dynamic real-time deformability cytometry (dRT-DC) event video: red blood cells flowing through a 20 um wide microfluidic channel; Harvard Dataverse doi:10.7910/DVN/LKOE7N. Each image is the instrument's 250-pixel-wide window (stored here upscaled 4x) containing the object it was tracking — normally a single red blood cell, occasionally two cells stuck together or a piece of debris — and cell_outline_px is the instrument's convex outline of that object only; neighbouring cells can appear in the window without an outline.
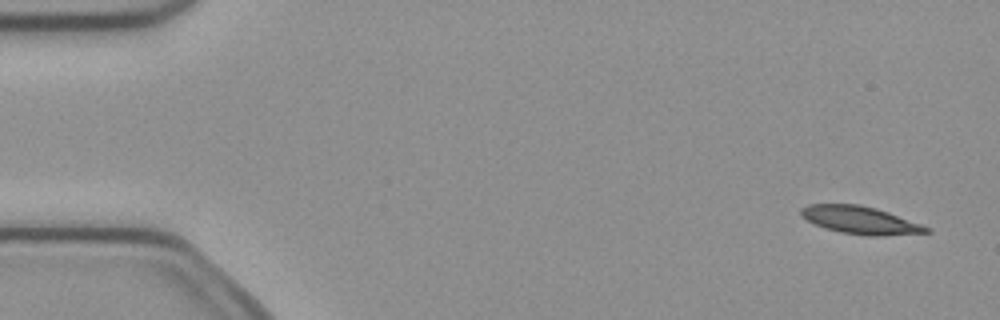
{"species": "common noctule bat (a hibernating species)", "species_latin": "Nyctalus noctula", "temperature_condition": "cold", "stored_images_in_passage": 5, "camera_frame_rate_fps": 3000, "um_per_image_px": 0.085, "animal": {"sex": "female", "body_mass_g": 21.9}, "frame": {"image": 1, "passage_image": 1, "time_ms": 0.0, "image_size_px": [1000, 320], "cell_outline_px": [[932, 232], [884, 236], [868, 236], [840, 232], [824, 228], [800, 216], [800, 208], [808, 204], [860, 204], [876, 208], [888, 212], [920, 224], [928, 228]], "centroid_in_image_um": [73.09, 18.71], "position_along_channel_um": 11.9, "area_um2": 20.17}}
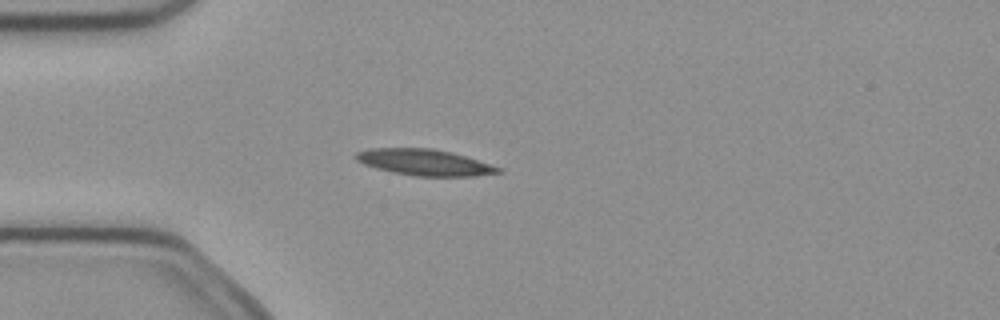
{"frame": {"image": 2, "passage_image": 4, "time_ms": 1.0, "image_size_px": [1000, 320], "cell_outline_px": [[504, 172], [476, 176], [412, 176], [392, 172], [376, 168], [364, 164], [356, 160], [356, 152], [368, 148], [432, 148], [452, 152], [504, 168]], "centroid_in_image_um": [36.12, 13.8], "position_along_channel_um": 48.9, "area_um2": 21.91}}